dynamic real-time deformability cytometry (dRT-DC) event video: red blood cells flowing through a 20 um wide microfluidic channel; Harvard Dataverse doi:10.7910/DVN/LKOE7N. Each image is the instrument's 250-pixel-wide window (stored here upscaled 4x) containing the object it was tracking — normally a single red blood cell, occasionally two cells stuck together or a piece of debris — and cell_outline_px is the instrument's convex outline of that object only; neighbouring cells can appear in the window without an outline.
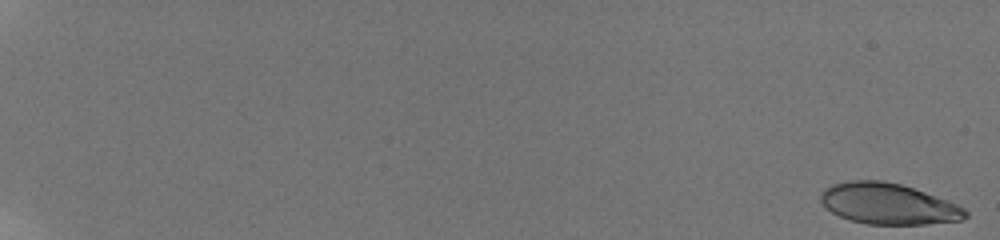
{"species": "human", "species_latin": "Homo sapiens", "temperature_condition": "room temperature", "stored_images_in_passage": 58, "camera_frame_rate_fps": 3000, "um_per_image_px": 0.085, "donor": {"sex": "male"}, "frame": {"image": 1, "passage_image": 1, "time_ms": 0.0, "image_size_px": [1000, 240], "cell_outline_px": [[968, 216], [964, 220], [924, 224], [868, 224], [852, 220], [840, 216], [832, 212], [820, 200], [820, 192], [824, 188], [832, 184], [852, 180], [880, 180], [900, 184], [924, 192], [956, 204], [964, 208], [968, 212]], "centroid_in_image_um": [75.5, 17.32], "position_along_channel_um": 9.5, "area_um2": 34.28}}
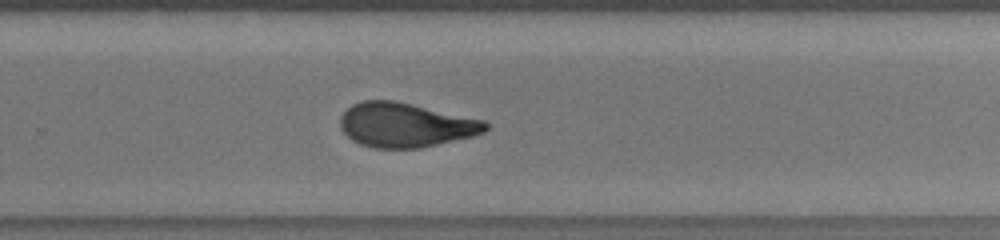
{"frame": {"image": 2, "passage_image": 45, "time_ms": 14.0, "image_size_px": [1000, 240], "cell_outline_px": [[488, 128], [484, 132], [472, 136], [420, 148], [376, 148], [360, 144], [352, 140], [340, 128], [340, 116], [352, 104], [364, 100], [396, 100], [484, 120], [488, 124]], "centroid_in_image_um": [34.45, 10.61], "position_along_channel_um": 295.3, "area_um2": 37.51}}
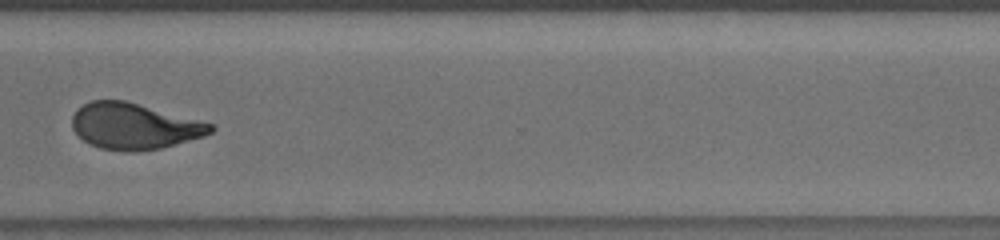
{"frame": {"image": 3, "passage_image": 49, "time_ms": 15.667, "image_size_px": [1000, 240], "cell_outline_px": [[216, 128], [212, 132], [204, 136], [160, 148], [136, 152], [128, 152], [100, 148], [88, 144], [72, 128], [72, 116], [76, 108], [92, 100], [124, 100], [212, 124]], "centroid_in_image_um": [11.36, 10.73], "position_along_channel_um": 359.2, "area_um2": 36.93}, "authors_computed_cell_mechanics": {"area_um2": 37.0787, "velocity_mm_per_s": 3.8231, "shape_relaxation_time_tau1_ms": 7.2995, "shape_relaxation_time_tau2_ms": 1.7324, "deformation_change_tau1": 0.2415, "deformation_change_tau2": 0.09}}